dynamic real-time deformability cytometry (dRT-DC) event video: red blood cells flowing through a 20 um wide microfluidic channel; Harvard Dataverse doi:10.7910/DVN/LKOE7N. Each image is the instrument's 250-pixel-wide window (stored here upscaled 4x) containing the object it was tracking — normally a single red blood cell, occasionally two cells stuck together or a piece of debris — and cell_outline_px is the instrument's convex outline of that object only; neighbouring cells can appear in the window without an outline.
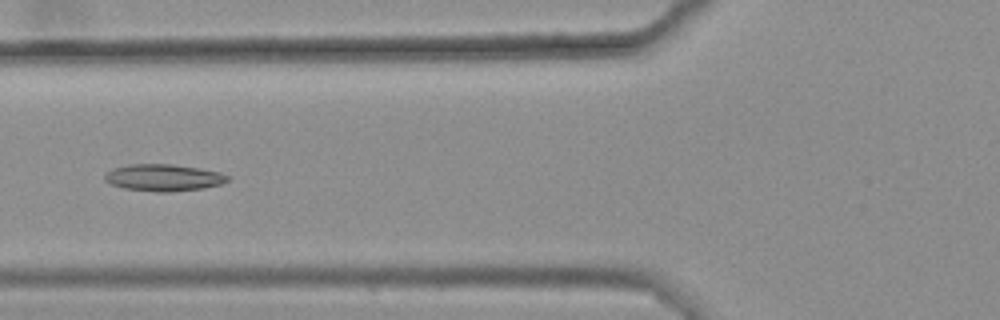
{"species": "common noctule bat (a hibernating species)", "species_latin": "Nyctalus noctula", "temperature_condition": "warm", "stored_images_in_passage": 48, "camera_frame_rate_fps": 3000, "um_per_image_px": 0.085, "animal": {"sex": "female", "body_mass_g": 25.1}, "frame": {"image": 1, "passage_image": 22, "time_ms": 7.0, "image_size_px": [1000, 320], "cell_outline_px": [[232, 176], [228, 180], [220, 184], [204, 188], [168, 192], [156, 192], [124, 188], [112, 184], [104, 180], [104, 176], [112, 168], [128, 164], [172, 164], [220, 172]], "centroid_in_image_um": [13.9, 15.09], "position_along_channel_um": 111.9, "area_um2": 19.19}}
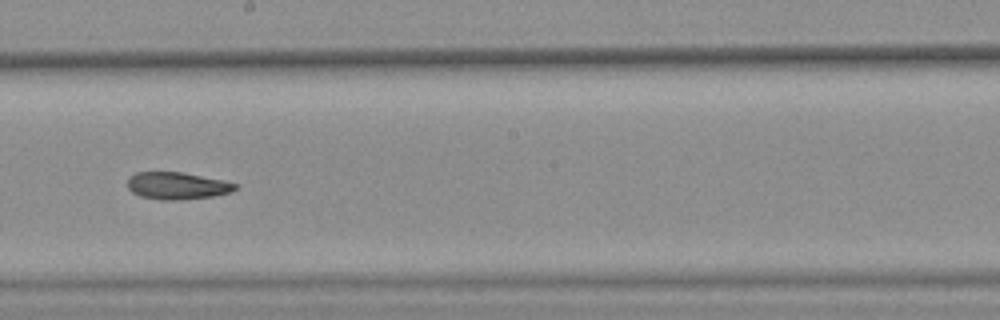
{"frame": {"image": 2, "passage_image": 32, "time_ms": 10.333, "image_size_px": [1000, 320], "cell_outline_px": [[240, 184], [232, 192], [212, 196], [176, 200], [160, 200], [140, 196], [132, 192], [128, 188], [128, 176], [136, 172], [180, 172], [224, 180]], "centroid_in_image_um": [15.06, 15.78], "position_along_channel_um": 233.1, "area_um2": 17.11}}
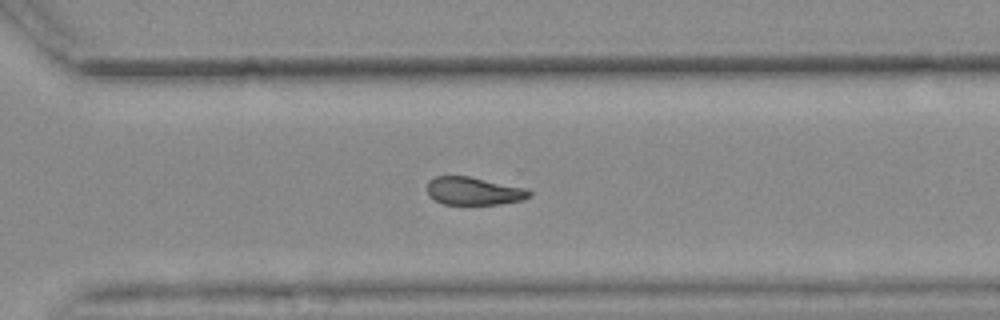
{"frame": {"image": 3, "passage_image": 40, "time_ms": 13.0, "image_size_px": [1000, 320], "cell_outline_px": [[532, 196], [524, 200], [500, 204], [444, 204], [428, 196], [428, 180], [436, 176], [468, 176], [528, 188], [532, 192]], "centroid_in_image_um": [40.32, 16.24], "position_along_channel_um": 330.3, "area_um2": 16.76}, "authors_computed_cell_mechanics": {"area_um2": 17.9469, "velocity_mm_per_s": 3.6399, "shape_relaxation_time_tau1_ms": null, "shape_relaxation_time_tau2_ms": 4.5553, "deformation_change_tau1": null, "deformation_change_tau2": 0.1177}}